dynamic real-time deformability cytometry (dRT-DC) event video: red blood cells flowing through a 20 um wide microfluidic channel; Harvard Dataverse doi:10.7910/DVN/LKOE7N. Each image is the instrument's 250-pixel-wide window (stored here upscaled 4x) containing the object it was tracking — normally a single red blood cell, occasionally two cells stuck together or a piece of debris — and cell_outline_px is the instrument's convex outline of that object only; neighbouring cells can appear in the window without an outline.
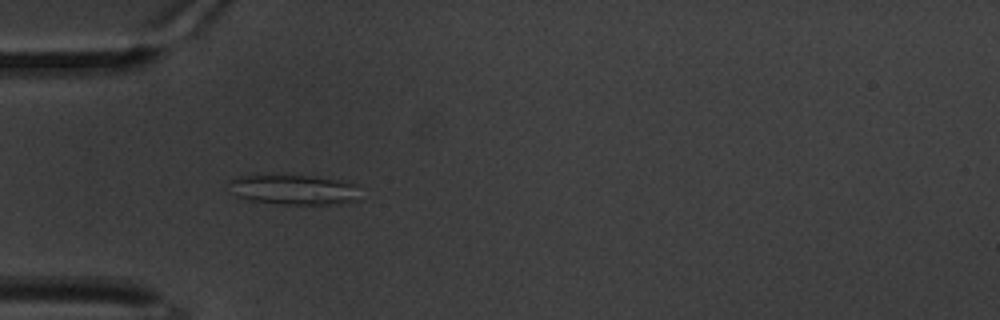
{"species": "common noctule bat (a hibernating species)", "species_latin": "Nyctalus noctula", "temperature_condition": "warm", "stored_images_in_passage": 48, "camera_frame_rate_fps": 3000, "um_per_image_px": 0.085, "animal": {"sex": "male", "body_mass_g": 20.1, "forearm_length_mm": 53.5}, "frame": {"image": 1, "passage_image": 5, "time_ms": 1.333, "image_size_px": [1000, 320], "cell_outline_px": [[360, 200], [328, 204], [284, 204], [248, 200], [236, 196], [228, 180], [236, 176], [312, 176], [344, 180], [356, 184]], "centroid_in_image_um": [25.02, 16.12], "position_along_channel_um": 60.0, "area_um2": 22.72}}
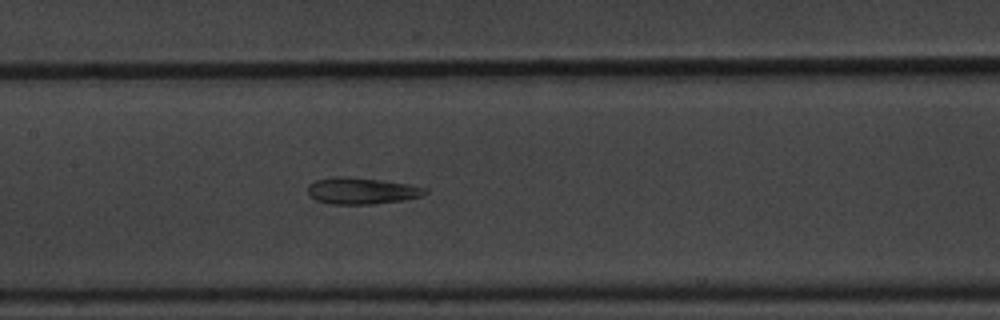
{"frame": {"image": 2, "passage_image": 16, "time_ms": 5.0, "image_size_px": [1000, 320], "cell_outline_px": [[428, 192], [424, 196], [404, 200], [372, 204], [332, 204], [316, 200], [308, 196], [308, 184], [316, 180], [336, 176], [348, 176], [412, 184], [428, 188]], "centroid_in_image_um": [30.78, 16.22], "position_along_channel_um": 176.6, "area_um2": 18.44}}
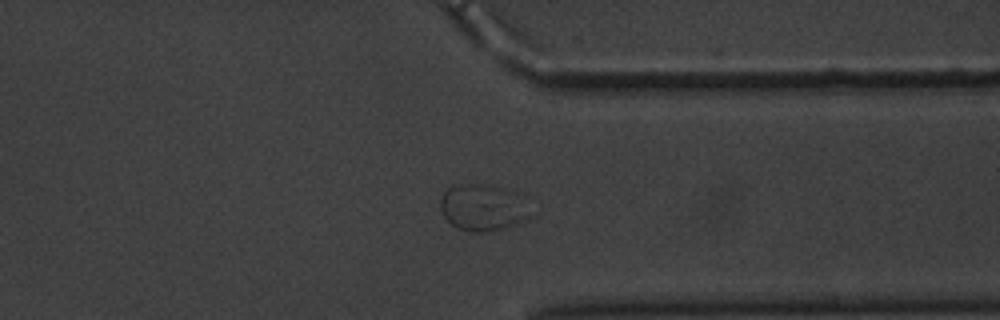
{"frame": {"image": 3, "passage_image": 34, "time_ms": 11.0, "image_size_px": [1000, 320], "cell_outline_px": [[540, 212], [536, 216], [528, 220], [516, 224], [500, 228], [480, 232], [476, 232], [456, 228], [444, 216], [440, 208], [440, 200], [444, 192], [448, 188], [456, 184], [492, 184], [520, 192], [528, 196]], "centroid_in_image_um": [41.27, 17.6], "position_along_channel_um": 370.1, "area_um2": 26.01}}